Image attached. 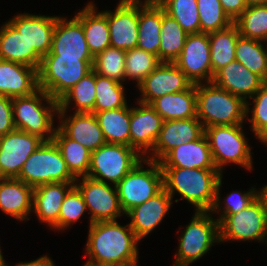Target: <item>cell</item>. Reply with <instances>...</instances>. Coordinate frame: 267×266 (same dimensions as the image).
<instances>
[{"label":"cell","mask_w":267,"mask_h":266,"mask_svg":"<svg viewBox=\"0 0 267 266\" xmlns=\"http://www.w3.org/2000/svg\"><path fill=\"white\" fill-rule=\"evenodd\" d=\"M262 42L239 36L235 46V59L267 81V50Z\"/></svg>","instance_id":"36"},{"label":"cell","mask_w":267,"mask_h":266,"mask_svg":"<svg viewBox=\"0 0 267 266\" xmlns=\"http://www.w3.org/2000/svg\"><path fill=\"white\" fill-rule=\"evenodd\" d=\"M162 7H138V43L137 47L156 55L159 59L160 28Z\"/></svg>","instance_id":"31"},{"label":"cell","mask_w":267,"mask_h":266,"mask_svg":"<svg viewBox=\"0 0 267 266\" xmlns=\"http://www.w3.org/2000/svg\"><path fill=\"white\" fill-rule=\"evenodd\" d=\"M193 83L173 62H160V64L140 83L138 89L142 98L140 103L150 104L154 99L182 92Z\"/></svg>","instance_id":"15"},{"label":"cell","mask_w":267,"mask_h":266,"mask_svg":"<svg viewBox=\"0 0 267 266\" xmlns=\"http://www.w3.org/2000/svg\"><path fill=\"white\" fill-rule=\"evenodd\" d=\"M239 36V29L235 23L225 29L208 33L212 80L219 69L236 60L235 46Z\"/></svg>","instance_id":"32"},{"label":"cell","mask_w":267,"mask_h":266,"mask_svg":"<svg viewBox=\"0 0 267 266\" xmlns=\"http://www.w3.org/2000/svg\"><path fill=\"white\" fill-rule=\"evenodd\" d=\"M247 7L253 5H265L267 4V0H245Z\"/></svg>","instance_id":"51"},{"label":"cell","mask_w":267,"mask_h":266,"mask_svg":"<svg viewBox=\"0 0 267 266\" xmlns=\"http://www.w3.org/2000/svg\"><path fill=\"white\" fill-rule=\"evenodd\" d=\"M224 12L234 22L247 8L245 0H220Z\"/></svg>","instance_id":"48"},{"label":"cell","mask_w":267,"mask_h":266,"mask_svg":"<svg viewBox=\"0 0 267 266\" xmlns=\"http://www.w3.org/2000/svg\"><path fill=\"white\" fill-rule=\"evenodd\" d=\"M139 241L129 224L121 226L116 220L91 223L87 262L101 266L137 264Z\"/></svg>","instance_id":"1"},{"label":"cell","mask_w":267,"mask_h":266,"mask_svg":"<svg viewBox=\"0 0 267 266\" xmlns=\"http://www.w3.org/2000/svg\"><path fill=\"white\" fill-rule=\"evenodd\" d=\"M172 197L163 188L154 197L132 208L125 215L130 217V228L139 240L152 232L169 213Z\"/></svg>","instance_id":"20"},{"label":"cell","mask_w":267,"mask_h":266,"mask_svg":"<svg viewBox=\"0 0 267 266\" xmlns=\"http://www.w3.org/2000/svg\"><path fill=\"white\" fill-rule=\"evenodd\" d=\"M160 6L187 34L200 33L197 0H165Z\"/></svg>","instance_id":"41"},{"label":"cell","mask_w":267,"mask_h":266,"mask_svg":"<svg viewBox=\"0 0 267 266\" xmlns=\"http://www.w3.org/2000/svg\"><path fill=\"white\" fill-rule=\"evenodd\" d=\"M110 29V45L112 47L130 50L138 43V7L116 6L113 12L102 11Z\"/></svg>","instance_id":"25"},{"label":"cell","mask_w":267,"mask_h":266,"mask_svg":"<svg viewBox=\"0 0 267 266\" xmlns=\"http://www.w3.org/2000/svg\"><path fill=\"white\" fill-rule=\"evenodd\" d=\"M260 193L261 190L258 192L254 187H251V189L246 193H241L240 191L231 192L227 195L226 199H224L225 206L222 209L223 212H221L222 214H220V216H228L243 210L252 203L260 195Z\"/></svg>","instance_id":"46"},{"label":"cell","mask_w":267,"mask_h":266,"mask_svg":"<svg viewBox=\"0 0 267 266\" xmlns=\"http://www.w3.org/2000/svg\"><path fill=\"white\" fill-rule=\"evenodd\" d=\"M65 111H58L61 124L58 128L70 139L75 140L90 152L106 143L98 120L91 112H73L66 117Z\"/></svg>","instance_id":"21"},{"label":"cell","mask_w":267,"mask_h":266,"mask_svg":"<svg viewBox=\"0 0 267 266\" xmlns=\"http://www.w3.org/2000/svg\"><path fill=\"white\" fill-rule=\"evenodd\" d=\"M34 188L17 178H0V209L20 221L33 211Z\"/></svg>","instance_id":"26"},{"label":"cell","mask_w":267,"mask_h":266,"mask_svg":"<svg viewBox=\"0 0 267 266\" xmlns=\"http://www.w3.org/2000/svg\"><path fill=\"white\" fill-rule=\"evenodd\" d=\"M86 210L84 198L79 189L74 185L66 194L61 205L59 219L52 228L54 230H64L66 227L69 228V225L77 222Z\"/></svg>","instance_id":"44"},{"label":"cell","mask_w":267,"mask_h":266,"mask_svg":"<svg viewBox=\"0 0 267 266\" xmlns=\"http://www.w3.org/2000/svg\"><path fill=\"white\" fill-rule=\"evenodd\" d=\"M75 182L42 184L33 190V212L50 228L58 221L63 200Z\"/></svg>","instance_id":"27"},{"label":"cell","mask_w":267,"mask_h":266,"mask_svg":"<svg viewBox=\"0 0 267 266\" xmlns=\"http://www.w3.org/2000/svg\"><path fill=\"white\" fill-rule=\"evenodd\" d=\"M164 189L172 197L175 192L181 199L194 205L195 211L218 212L220 204L219 189L222 174L217 169L161 167Z\"/></svg>","instance_id":"2"},{"label":"cell","mask_w":267,"mask_h":266,"mask_svg":"<svg viewBox=\"0 0 267 266\" xmlns=\"http://www.w3.org/2000/svg\"><path fill=\"white\" fill-rule=\"evenodd\" d=\"M197 118L204 128L243 124L246 102L213 82L196 84Z\"/></svg>","instance_id":"3"},{"label":"cell","mask_w":267,"mask_h":266,"mask_svg":"<svg viewBox=\"0 0 267 266\" xmlns=\"http://www.w3.org/2000/svg\"><path fill=\"white\" fill-rule=\"evenodd\" d=\"M115 266H137V264H125V265H115Z\"/></svg>","instance_id":"56"},{"label":"cell","mask_w":267,"mask_h":266,"mask_svg":"<svg viewBox=\"0 0 267 266\" xmlns=\"http://www.w3.org/2000/svg\"><path fill=\"white\" fill-rule=\"evenodd\" d=\"M160 33L159 61L174 62L182 52L188 34L163 8Z\"/></svg>","instance_id":"35"},{"label":"cell","mask_w":267,"mask_h":266,"mask_svg":"<svg viewBox=\"0 0 267 266\" xmlns=\"http://www.w3.org/2000/svg\"><path fill=\"white\" fill-rule=\"evenodd\" d=\"M38 89V69L0 59V95L28 96Z\"/></svg>","instance_id":"23"},{"label":"cell","mask_w":267,"mask_h":266,"mask_svg":"<svg viewBox=\"0 0 267 266\" xmlns=\"http://www.w3.org/2000/svg\"><path fill=\"white\" fill-rule=\"evenodd\" d=\"M81 179L82 182L80 178L76 179L75 186L81 192L86 208L90 210L89 224L99 221H115L124 214L116 185L112 187L109 185L112 183L102 182L88 176L81 177Z\"/></svg>","instance_id":"12"},{"label":"cell","mask_w":267,"mask_h":266,"mask_svg":"<svg viewBox=\"0 0 267 266\" xmlns=\"http://www.w3.org/2000/svg\"><path fill=\"white\" fill-rule=\"evenodd\" d=\"M217 220L220 242L229 240L264 242L267 233V210L261 194L243 210L228 216H220Z\"/></svg>","instance_id":"10"},{"label":"cell","mask_w":267,"mask_h":266,"mask_svg":"<svg viewBox=\"0 0 267 266\" xmlns=\"http://www.w3.org/2000/svg\"><path fill=\"white\" fill-rule=\"evenodd\" d=\"M242 124L210 126L205 128L212 159L222 174L223 166L235 163L252 170V155Z\"/></svg>","instance_id":"8"},{"label":"cell","mask_w":267,"mask_h":266,"mask_svg":"<svg viewBox=\"0 0 267 266\" xmlns=\"http://www.w3.org/2000/svg\"><path fill=\"white\" fill-rule=\"evenodd\" d=\"M209 211H196L182 232L173 266H188L206 254L219 239V222Z\"/></svg>","instance_id":"9"},{"label":"cell","mask_w":267,"mask_h":266,"mask_svg":"<svg viewBox=\"0 0 267 266\" xmlns=\"http://www.w3.org/2000/svg\"><path fill=\"white\" fill-rule=\"evenodd\" d=\"M16 266H55L54 262L47 255L29 262H20Z\"/></svg>","instance_id":"49"},{"label":"cell","mask_w":267,"mask_h":266,"mask_svg":"<svg viewBox=\"0 0 267 266\" xmlns=\"http://www.w3.org/2000/svg\"><path fill=\"white\" fill-rule=\"evenodd\" d=\"M150 106L164 121L197 117L196 84L182 92L166 94L154 99Z\"/></svg>","instance_id":"30"},{"label":"cell","mask_w":267,"mask_h":266,"mask_svg":"<svg viewBox=\"0 0 267 266\" xmlns=\"http://www.w3.org/2000/svg\"><path fill=\"white\" fill-rule=\"evenodd\" d=\"M263 198H264V202H265V205H266V210H267V185H265L264 187H262L261 189V193H260Z\"/></svg>","instance_id":"53"},{"label":"cell","mask_w":267,"mask_h":266,"mask_svg":"<svg viewBox=\"0 0 267 266\" xmlns=\"http://www.w3.org/2000/svg\"><path fill=\"white\" fill-rule=\"evenodd\" d=\"M118 6H129V7H145V1L141 0H120Z\"/></svg>","instance_id":"50"},{"label":"cell","mask_w":267,"mask_h":266,"mask_svg":"<svg viewBox=\"0 0 267 266\" xmlns=\"http://www.w3.org/2000/svg\"><path fill=\"white\" fill-rule=\"evenodd\" d=\"M158 57L143 49L135 47L126 51L125 72L127 78L140 84L158 65Z\"/></svg>","instance_id":"42"},{"label":"cell","mask_w":267,"mask_h":266,"mask_svg":"<svg viewBox=\"0 0 267 266\" xmlns=\"http://www.w3.org/2000/svg\"><path fill=\"white\" fill-rule=\"evenodd\" d=\"M159 164L161 167L216 169L205 134L197 140L173 148Z\"/></svg>","instance_id":"24"},{"label":"cell","mask_w":267,"mask_h":266,"mask_svg":"<svg viewBox=\"0 0 267 266\" xmlns=\"http://www.w3.org/2000/svg\"><path fill=\"white\" fill-rule=\"evenodd\" d=\"M125 56V50L109 46L94 57L93 70L100 76L122 83L126 81Z\"/></svg>","instance_id":"40"},{"label":"cell","mask_w":267,"mask_h":266,"mask_svg":"<svg viewBox=\"0 0 267 266\" xmlns=\"http://www.w3.org/2000/svg\"><path fill=\"white\" fill-rule=\"evenodd\" d=\"M128 107L95 113L106 143L130 146V108Z\"/></svg>","instance_id":"33"},{"label":"cell","mask_w":267,"mask_h":266,"mask_svg":"<svg viewBox=\"0 0 267 266\" xmlns=\"http://www.w3.org/2000/svg\"><path fill=\"white\" fill-rule=\"evenodd\" d=\"M250 99H253L254 103L251 109L252 118L249 119L252 124L251 131L264 143L267 140V81Z\"/></svg>","instance_id":"45"},{"label":"cell","mask_w":267,"mask_h":266,"mask_svg":"<svg viewBox=\"0 0 267 266\" xmlns=\"http://www.w3.org/2000/svg\"><path fill=\"white\" fill-rule=\"evenodd\" d=\"M212 82L231 94L241 97L246 102V115H248L250 104L247 99L252 98L265 81L235 60L219 69L214 74Z\"/></svg>","instance_id":"19"},{"label":"cell","mask_w":267,"mask_h":266,"mask_svg":"<svg viewBox=\"0 0 267 266\" xmlns=\"http://www.w3.org/2000/svg\"><path fill=\"white\" fill-rule=\"evenodd\" d=\"M52 140L60 150L70 173L76 179L86 177L90 168L91 152L80 143L68 138L58 127Z\"/></svg>","instance_id":"34"},{"label":"cell","mask_w":267,"mask_h":266,"mask_svg":"<svg viewBox=\"0 0 267 266\" xmlns=\"http://www.w3.org/2000/svg\"><path fill=\"white\" fill-rule=\"evenodd\" d=\"M95 95V71L92 70L58 100V111L67 112V108L73 100L75 112H92L95 105Z\"/></svg>","instance_id":"37"},{"label":"cell","mask_w":267,"mask_h":266,"mask_svg":"<svg viewBox=\"0 0 267 266\" xmlns=\"http://www.w3.org/2000/svg\"><path fill=\"white\" fill-rule=\"evenodd\" d=\"M200 33H211L229 27L234 22L224 12L220 0H197Z\"/></svg>","instance_id":"43"},{"label":"cell","mask_w":267,"mask_h":266,"mask_svg":"<svg viewBox=\"0 0 267 266\" xmlns=\"http://www.w3.org/2000/svg\"><path fill=\"white\" fill-rule=\"evenodd\" d=\"M46 55L94 60L86 43L82 23L75 16L69 21L57 16L51 51Z\"/></svg>","instance_id":"16"},{"label":"cell","mask_w":267,"mask_h":266,"mask_svg":"<svg viewBox=\"0 0 267 266\" xmlns=\"http://www.w3.org/2000/svg\"><path fill=\"white\" fill-rule=\"evenodd\" d=\"M92 65L93 60L44 55L38 69V86L58 101L79 80L93 70Z\"/></svg>","instance_id":"5"},{"label":"cell","mask_w":267,"mask_h":266,"mask_svg":"<svg viewBox=\"0 0 267 266\" xmlns=\"http://www.w3.org/2000/svg\"><path fill=\"white\" fill-rule=\"evenodd\" d=\"M57 16L23 13L14 16L9 22L25 37L30 48L42 57L51 51L52 36Z\"/></svg>","instance_id":"22"},{"label":"cell","mask_w":267,"mask_h":266,"mask_svg":"<svg viewBox=\"0 0 267 266\" xmlns=\"http://www.w3.org/2000/svg\"><path fill=\"white\" fill-rule=\"evenodd\" d=\"M83 266H101V265H95L86 261V264H84Z\"/></svg>","instance_id":"55"},{"label":"cell","mask_w":267,"mask_h":266,"mask_svg":"<svg viewBox=\"0 0 267 266\" xmlns=\"http://www.w3.org/2000/svg\"><path fill=\"white\" fill-rule=\"evenodd\" d=\"M173 63L193 84L212 82L208 33L188 34L182 52Z\"/></svg>","instance_id":"14"},{"label":"cell","mask_w":267,"mask_h":266,"mask_svg":"<svg viewBox=\"0 0 267 266\" xmlns=\"http://www.w3.org/2000/svg\"><path fill=\"white\" fill-rule=\"evenodd\" d=\"M44 140L14 129L0 137V178H17L25 161Z\"/></svg>","instance_id":"13"},{"label":"cell","mask_w":267,"mask_h":266,"mask_svg":"<svg viewBox=\"0 0 267 266\" xmlns=\"http://www.w3.org/2000/svg\"><path fill=\"white\" fill-rule=\"evenodd\" d=\"M0 59L39 69L42 56L8 21L0 29Z\"/></svg>","instance_id":"28"},{"label":"cell","mask_w":267,"mask_h":266,"mask_svg":"<svg viewBox=\"0 0 267 266\" xmlns=\"http://www.w3.org/2000/svg\"><path fill=\"white\" fill-rule=\"evenodd\" d=\"M165 0H145V7H150L154 5H160L164 2Z\"/></svg>","instance_id":"52"},{"label":"cell","mask_w":267,"mask_h":266,"mask_svg":"<svg viewBox=\"0 0 267 266\" xmlns=\"http://www.w3.org/2000/svg\"><path fill=\"white\" fill-rule=\"evenodd\" d=\"M124 83H119L95 72L96 99L94 110L91 113L113 110L127 106Z\"/></svg>","instance_id":"38"},{"label":"cell","mask_w":267,"mask_h":266,"mask_svg":"<svg viewBox=\"0 0 267 266\" xmlns=\"http://www.w3.org/2000/svg\"><path fill=\"white\" fill-rule=\"evenodd\" d=\"M14 129L12 98L0 95V137Z\"/></svg>","instance_id":"47"},{"label":"cell","mask_w":267,"mask_h":266,"mask_svg":"<svg viewBox=\"0 0 267 266\" xmlns=\"http://www.w3.org/2000/svg\"><path fill=\"white\" fill-rule=\"evenodd\" d=\"M17 179L33 188L55 182H76L53 140L39 145L25 161Z\"/></svg>","instance_id":"7"},{"label":"cell","mask_w":267,"mask_h":266,"mask_svg":"<svg viewBox=\"0 0 267 266\" xmlns=\"http://www.w3.org/2000/svg\"><path fill=\"white\" fill-rule=\"evenodd\" d=\"M143 163L147 164L149 168L144 169ZM163 188V170L159 162L147 158L139 161L116 184L120 205L124 214L154 197Z\"/></svg>","instance_id":"6"},{"label":"cell","mask_w":267,"mask_h":266,"mask_svg":"<svg viewBox=\"0 0 267 266\" xmlns=\"http://www.w3.org/2000/svg\"><path fill=\"white\" fill-rule=\"evenodd\" d=\"M1 248V247H0ZM6 261H4V259H3V255H2V253H1V249H0V265H6V263H5Z\"/></svg>","instance_id":"54"},{"label":"cell","mask_w":267,"mask_h":266,"mask_svg":"<svg viewBox=\"0 0 267 266\" xmlns=\"http://www.w3.org/2000/svg\"><path fill=\"white\" fill-rule=\"evenodd\" d=\"M264 240H267V233H266V235H265V238H264ZM266 243H267V241H265Z\"/></svg>","instance_id":"57"},{"label":"cell","mask_w":267,"mask_h":266,"mask_svg":"<svg viewBox=\"0 0 267 266\" xmlns=\"http://www.w3.org/2000/svg\"><path fill=\"white\" fill-rule=\"evenodd\" d=\"M240 36L265 42L267 40V4L248 6L234 21Z\"/></svg>","instance_id":"39"},{"label":"cell","mask_w":267,"mask_h":266,"mask_svg":"<svg viewBox=\"0 0 267 266\" xmlns=\"http://www.w3.org/2000/svg\"><path fill=\"white\" fill-rule=\"evenodd\" d=\"M12 108L16 129L37 135L44 141L53 139L56 130L53 117L58 114V101L44 90L39 88L31 95L12 98Z\"/></svg>","instance_id":"4"},{"label":"cell","mask_w":267,"mask_h":266,"mask_svg":"<svg viewBox=\"0 0 267 266\" xmlns=\"http://www.w3.org/2000/svg\"><path fill=\"white\" fill-rule=\"evenodd\" d=\"M140 107L130 108V147L146 158L153 150L163 125V118L150 106L137 102Z\"/></svg>","instance_id":"17"},{"label":"cell","mask_w":267,"mask_h":266,"mask_svg":"<svg viewBox=\"0 0 267 266\" xmlns=\"http://www.w3.org/2000/svg\"><path fill=\"white\" fill-rule=\"evenodd\" d=\"M143 158L130 146L105 143L91 152L90 168L87 176L106 183L107 181L112 182L113 185H116Z\"/></svg>","instance_id":"11"},{"label":"cell","mask_w":267,"mask_h":266,"mask_svg":"<svg viewBox=\"0 0 267 266\" xmlns=\"http://www.w3.org/2000/svg\"><path fill=\"white\" fill-rule=\"evenodd\" d=\"M205 128L197 118L175 119L163 121L162 129L147 159L159 162L170 150L201 138Z\"/></svg>","instance_id":"18"},{"label":"cell","mask_w":267,"mask_h":266,"mask_svg":"<svg viewBox=\"0 0 267 266\" xmlns=\"http://www.w3.org/2000/svg\"><path fill=\"white\" fill-rule=\"evenodd\" d=\"M95 9V4L89 2L75 15L82 23L86 43L93 57L111 46L107 17L103 12H97Z\"/></svg>","instance_id":"29"}]
</instances>
